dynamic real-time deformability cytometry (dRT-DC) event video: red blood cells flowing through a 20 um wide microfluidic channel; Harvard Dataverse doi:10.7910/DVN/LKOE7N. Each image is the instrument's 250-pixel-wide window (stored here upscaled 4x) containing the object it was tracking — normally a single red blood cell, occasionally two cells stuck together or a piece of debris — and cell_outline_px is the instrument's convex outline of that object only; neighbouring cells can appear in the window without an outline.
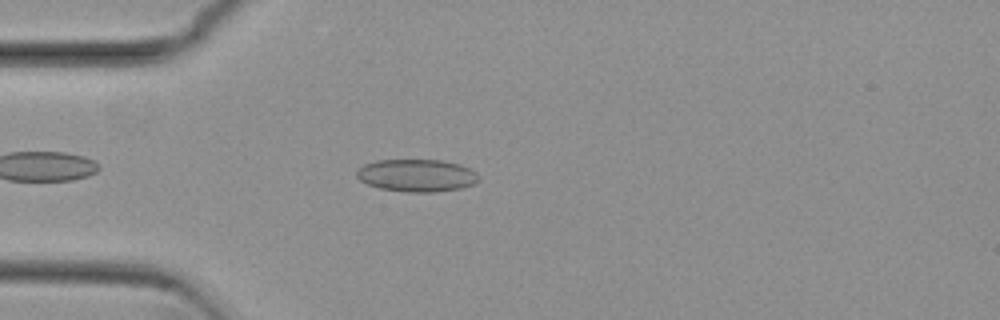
{"species": "common noctule bat (a hibernating species)", "species_latin": "Nyctalus noctula", "temperature_condition": "cold", "stored_images_in_passage": 45, "camera_frame_rate_fps": 3000, "um_per_image_px": 0.085, "animal": {"sex": "female", "body_mass_g": 29.2, "forearm_length_mm": 56.3}, "frame": {"image": 1, "passage_image": 6, "time_ms": 1.667, "image_size_px": [1000, 320], "cell_outline_px": [[480, 180], [472, 184], [460, 188], [432, 192], [408, 192], [380, 188], [368, 184], [360, 180], [356, 176], [356, 168], [364, 164], [376, 160], [444, 160], [460, 164], [476, 172], [480, 176]], "centroid_in_image_um": [35.41, 14.9], "position_along_channel_um": 49.6, "area_um2": 23.18}}
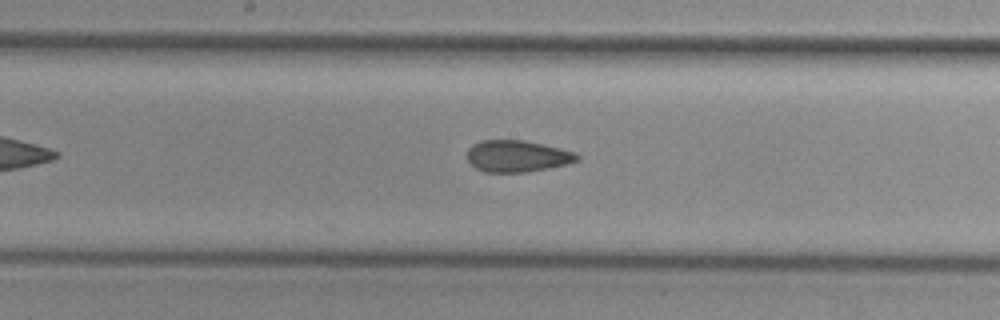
{"frame": {"image": 2, "passage_image": 19, "time_ms": 6.0, "image_size_px": [1000, 320], "cell_outline_px": [[580, 160], [568, 164], [548, 168], [524, 172], [484, 172], [476, 168], [468, 160], [468, 148], [472, 144], [480, 140], [524, 140], [560, 148], [576, 152], [580, 156]], "centroid_in_image_um": [43.98, 13.27], "position_along_channel_um": 204.2, "area_um2": 20.35}}
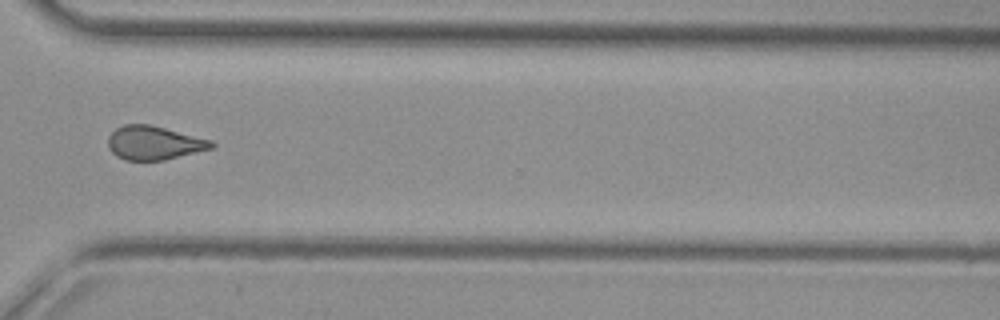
{"frame": {"image": 3, "passage_image": 31, "time_ms": 10.0, "image_size_px": [1000, 320], "cell_outline_px": [[216, 144], [212, 148], [164, 160], [124, 160], [116, 156], [108, 148], [108, 136], [116, 128], [124, 124], [148, 124], [212, 140]], "centroid_in_image_um": [13.06, 12.15], "position_along_channel_um": 357.5, "area_um2": 20.23}, "authors_computed_cell_mechanics": {"area_um2": 20.6346, "velocity_mm_per_s": 3.8322, "shape_relaxation_time_tau1_ms": null, "shape_relaxation_time_tau2_ms": 2.0451, "deformation_change_tau1": null, "deformation_change_tau2": 0.0904}}